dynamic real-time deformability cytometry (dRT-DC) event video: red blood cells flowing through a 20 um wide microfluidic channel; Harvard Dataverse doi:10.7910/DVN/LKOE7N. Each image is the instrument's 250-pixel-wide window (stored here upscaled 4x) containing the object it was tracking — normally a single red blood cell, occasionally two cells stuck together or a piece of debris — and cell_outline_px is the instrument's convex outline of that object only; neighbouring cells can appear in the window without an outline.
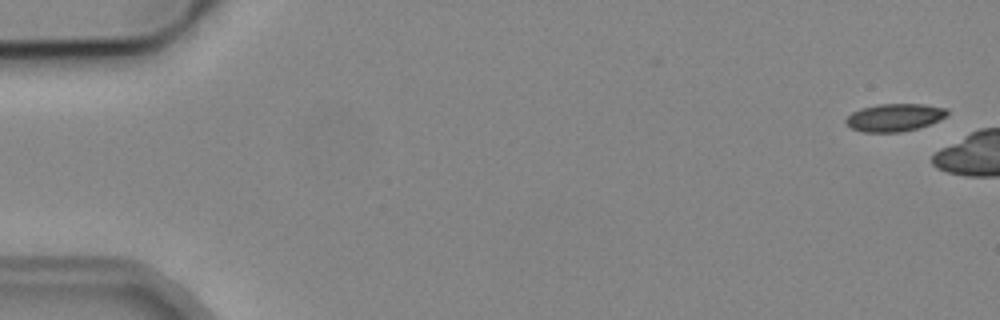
{"species": "common noctule bat (a hibernating species)", "species_latin": "Nyctalus noctula", "temperature_condition": "cold", "stored_images_in_passage": 3, "camera_frame_rate_fps": 3000, "um_per_image_px": 0.085, "animal": {"sex": "male", "body_mass_g": 19.2, "forearm_length_mm": 51.8}, "frame": {"image": 1, "passage_image": 1, "time_ms": 0.0, "image_size_px": [1000, 320], "cell_outline_px": [[948, 112], [944, 116], [928, 124], [916, 128], [900, 132], [864, 132], [852, 128], [844, 124], [844, 120], [852, 112], [860, 108], [880, 104], [924, 104], [948, 108]], "centroid_in_image_um": [75.97, 9.97], "position_along_channel_um": 9.0, "area_um2": 16.18}}